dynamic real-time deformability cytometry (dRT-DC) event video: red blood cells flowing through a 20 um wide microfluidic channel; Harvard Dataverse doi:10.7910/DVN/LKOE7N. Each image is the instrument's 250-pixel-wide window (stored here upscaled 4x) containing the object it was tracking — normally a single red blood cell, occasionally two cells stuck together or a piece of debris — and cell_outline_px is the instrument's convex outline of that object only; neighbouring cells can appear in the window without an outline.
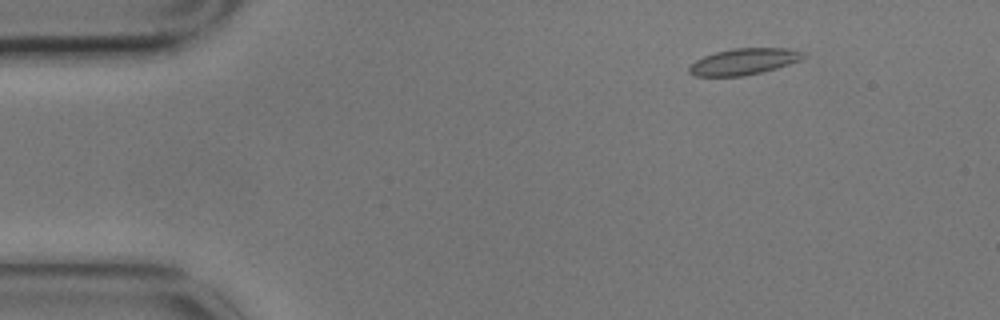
{"species": "common noctule bat (a hibernating species)", "species_latin": "Nyctalus noctula", "temperature_condition": "cold", "stored_images_in_passage": 3, "camera_frame_rate_fps": 3000, "um_per_image_px": 0.085, "animal": {"sex": "male", "body_mass_g": 17.9}, "frame": {"image": 1, "passage_image": 1, "time_ms": 0.0, "image_size_px": [1000, 320], "cell_outline_px": [[804, 56], [800, 60], [776, 68], [744, 76], [696, 76], [688, 72], [688, 68], [696, 60], [704, 56], [716, 52], [736, 48], [792, 48], [804, 52]], "centroid_in_image_um": [63.23, 5.23], "position_along_channel_um": 21.8, "area_um2": 17.34}}